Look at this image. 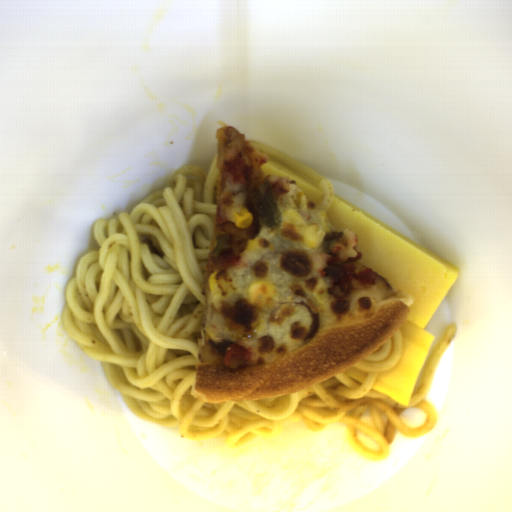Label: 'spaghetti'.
I'll list each match as a JSON object with an SVG mask.
<instances>
[{"label": "spaghetti", "mask_w": 512, "mask_h": 512, "mask_svg": "<svg viewBox=\"0 0 512 512\" xmlns=\"http://www.w3.org/2000/svg\"><path fill=\"white\" fill-rule=\"evenodd\" d=\"M247 141H249L258 152L264 154L267 158L279 162L280 164L307 178L317 187H319L324 194L319 202L316 212L319 213L320 210H324L325 213L327 214L330 211L334 199V190L333 184L327 178H325L324 176H322L309 166L287 156L286 154L268 145L259 143L251 139Z\"/></svg>", "instance_id": "8bdb9b5d"}, {"label": "spaghetti", "mask_w": 512, "mask_h": 512, "mask_svg": "<svg viewBox=\"0 0 512 512\" xmlns=\"http://www.w3.org/2000/svg\"><path fill=\"white\" fill-rule=\"evenodd\" d=\"M218 154L208 171L178 168L167 186L140 199L130 212L96 221L99 248L81 256L66 285L64 331L99 362L128 410L142 420L176 427L189 441L225 439L228 448L256 438L276 439L290 422L313 431L345 425L347 444L364 458L385 460L398 432L414 438L435 428L426 398L457 333L447 327L427 356L409 405L372 388L398 365L400 328L354 364L360 383L339 372L311 387L257 400L209 403L191 395L206 316L205 277L214 239ZM421 409L422 427L400 414Z\"/></svg>", "instance_id": "c7327b10"}]
</instances>
